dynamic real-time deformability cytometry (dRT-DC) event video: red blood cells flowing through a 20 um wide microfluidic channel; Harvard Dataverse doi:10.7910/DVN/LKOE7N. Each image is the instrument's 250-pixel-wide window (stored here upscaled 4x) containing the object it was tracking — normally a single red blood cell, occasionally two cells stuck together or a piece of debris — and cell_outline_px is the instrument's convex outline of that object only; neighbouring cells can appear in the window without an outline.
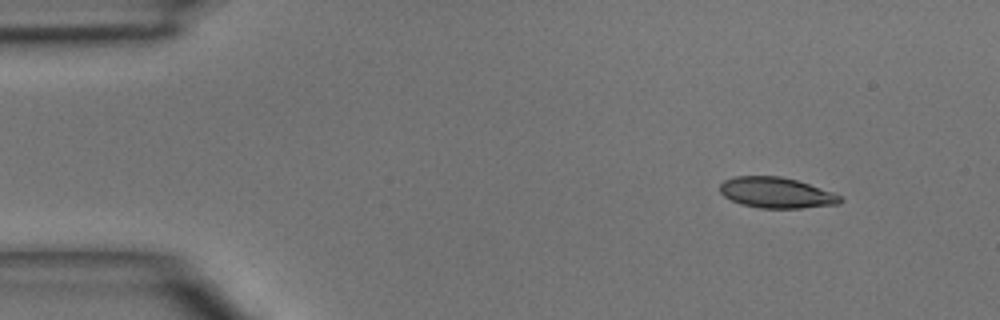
{"species": "common noctule bat (a hibernating species)", "species_latin": "Nyctalus noctula", "temperature_condition": "room temperature", "stored_images_in_passage": 4, "camera_frame_rate_fps": 3000, "um_per_image_px": 0.085, "animal": {"sex": "male", "body_mass_g": 15.6}, "frame": {"image": 1, "passage_image": 1, "time_ms": 0.0, "image_size_px": [1000, 320], "cell_outline_px": [[844, 200], [840, 204], [800, 208], [760, 208], [740, 204], [724, 196], [720, 192], [720, 184], [724, 180], [736, 176], [780, 176], [796, 180], [832, 192], [840, 196]], "centroid_in_image_um": [65.98, 16.38], "position_along_channel_um": 19.0, "area_um2": 21.44}}